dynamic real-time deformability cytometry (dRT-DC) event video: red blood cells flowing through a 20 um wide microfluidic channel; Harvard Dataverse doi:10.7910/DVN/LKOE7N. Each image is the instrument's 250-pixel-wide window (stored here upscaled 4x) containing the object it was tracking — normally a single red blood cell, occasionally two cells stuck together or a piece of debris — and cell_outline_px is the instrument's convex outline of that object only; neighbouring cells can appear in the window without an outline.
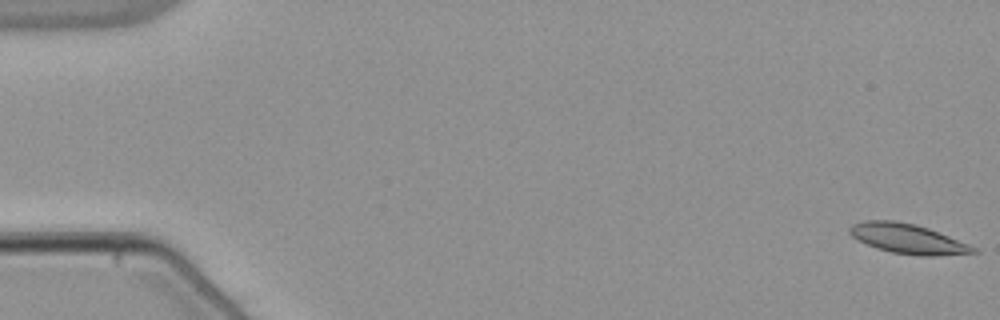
{"species": "common noctule bat (a hibernating species)", "species_latin": "Nyctalus noctula", "temperature_condition": "warm", "stored_images_in_passage": 56, "camera_frame_rate_fps": 3000, "um_per_image_px": 0.085, "animal": {"sex": "male", "body_mass_g": 21.5, "forearm_length_mm": 52.0}, "frame": {"image": 1, "passage_image": 1, "time_ms": 0.0, "image_size_px": [1000, 320], "cell_outline_px": [[980, 252], [936, 256], [920, 256], [892, 252], [876, 248], [852, 236], [848, 232], [848, 228], [852, 224], [864, 220], [892, 220], [916, 224], [928, 228], [968, 244], [976, 248]], "centroid_in_image_um": [77.15, 20.29], "position_along_channel_um": 7.9, "area_um2": 21.33}}
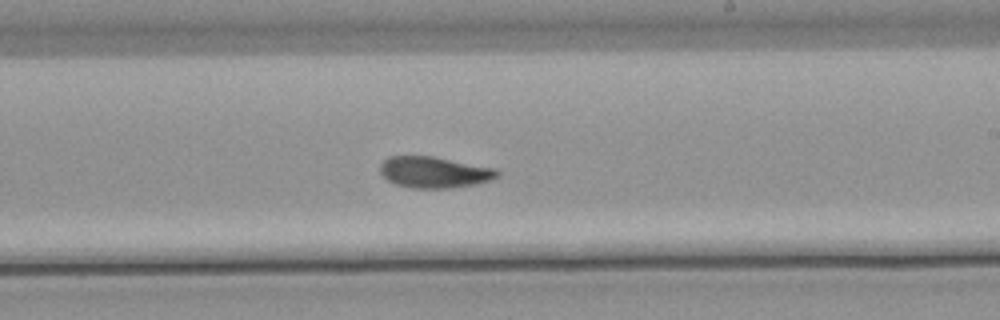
{"frame": {"image": 2, "passage_image": 33, "time_ms": 10.667, "image_size_px": [1000, 320], "cell_outline_px": [[500, 176], [492, 180], [476, 184], [448, 188], [412, 188], [396, 184], [388, 180], [380, 172], [380, 164], [388, 156], [432, 156], [496, 168], [500, 172]], "centroid_in_image_um": [36.94, 14.64], "position_along_channel_um": 252.1, "area_um2": 21.39}}
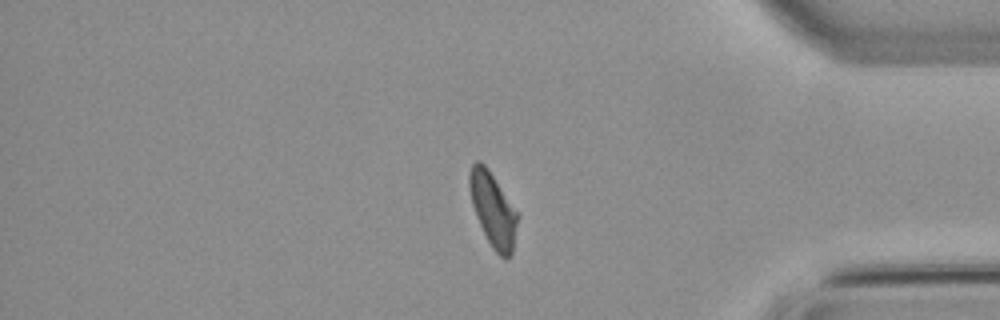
{"frame": {"image": 3, "passage_image": 46, "time_ms": 15.0, "image_size_px": [1000, 320], "cell_outline_px": [[520, 216], [512, 252], [504, 260], [492, 248], [476, 216], [472, 204], [468, 188], [468, 172], [472, 164], [476, 160], [480, 160], [488, 168]], "centroid_in_image_um": [41.9, 17.79], "position_along_channel_um": 393.3, "area_um2": 20.87}, "authors_computed_cell_mechanics": {"area_um2": 20.9814, "velocity_mm_per_s": 3.8222, "shape_relaxation_time_tau1_ms": 8.0434, "shape_relaxation_time_tau2_ms": 4.5199, "deformation_change_tau1": 0.1861, "deformation_change_tau2": 0.0948}}